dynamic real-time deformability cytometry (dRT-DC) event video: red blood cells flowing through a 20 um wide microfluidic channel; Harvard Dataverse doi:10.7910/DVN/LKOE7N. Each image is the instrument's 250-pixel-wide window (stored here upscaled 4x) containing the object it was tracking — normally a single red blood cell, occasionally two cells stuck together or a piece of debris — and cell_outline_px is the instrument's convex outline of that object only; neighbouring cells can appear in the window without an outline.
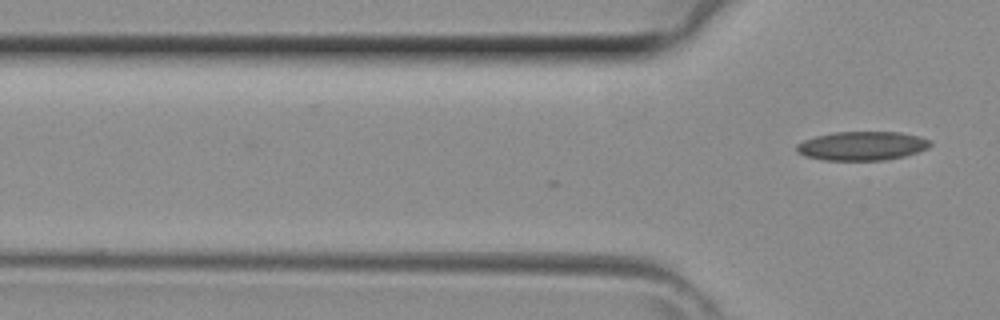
{"species": "common noctule bat (a hibernating species)", "species_latin": "Nyctalus noctula", "temperature_condition": "room temperature", "stored_images_in_passage": 2, "camera_frame_rate_fps": 3000, "um_per_image_px": 0.085, "animal": {"sex": "female", "body_mass_g": 29.2, "forearm_length_mm": 56.3}, "frame": {"image": 1, "passage_image": 2, "time_ms": 0.333, "image_size_px": [1000, 320], "cell_outline_px": [[932, 144], [928, 148], [904, 156], [884, 160], [824, 160], [804, 156], [796, 152], [796, 144], [804, 140], [816, 136], [832, 132], [900, 132], [920, 136], [932, 140]], "centroid_in_image_um": [73.27, 12.39], "position_along_channel_um": 52.5, "area_um2": 22.66}}